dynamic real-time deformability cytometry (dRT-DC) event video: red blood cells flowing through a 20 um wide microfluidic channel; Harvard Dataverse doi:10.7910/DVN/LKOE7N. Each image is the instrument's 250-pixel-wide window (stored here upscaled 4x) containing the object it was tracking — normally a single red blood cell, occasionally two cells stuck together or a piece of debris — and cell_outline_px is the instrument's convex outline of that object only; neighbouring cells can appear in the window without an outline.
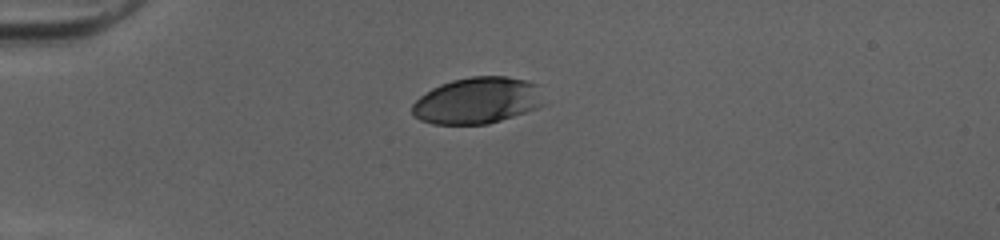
{"species": "human", "species_latin": "Homo sapiens", "temperature_condition": "cold", "stored_images_in_passage": 38, "camera_frame_rate_fps": 3000, "um_per_image_px": 0.085, "donor": {"sex": "female"}, "frame": {"image": 1, "passage_image": 1, "time_ms": 0.0, "image_size_px": [1000, 240], "cell_outline_px": [[548, 104], [488, 124], [432, 124], [420, 120], [412, 112], [412, 104], [420, 96], [432, 88], [440, 84], [452, 80], [472, 76], [504, 76], [524, 80], [536, 84]], "centroid_in_image_um": [40.59, 8.54], "position_along_channel_um": 44.4, "area_um2": 35.66}}
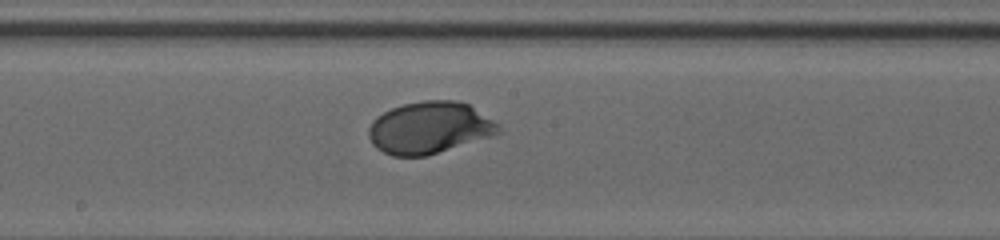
{"frame": {"image": 2, "passage_image": 16, "time_ms": 5.0, "image_size_px": [1000, 240], "cell_outline_px": [[500, 132], [488, 136], [424, 156], [392, 156], [376, 148], [372, 144], [368, 136], [368, 128], [372, 120], [376, 116], [392, 108], [404, 104], [424, 100], [456, 100], [468, 104], [500, 124]], "centroid_in_image_um": [36.45, 10.84], "position_along_channel_um": 211.8, "area_um2": 38.84}}
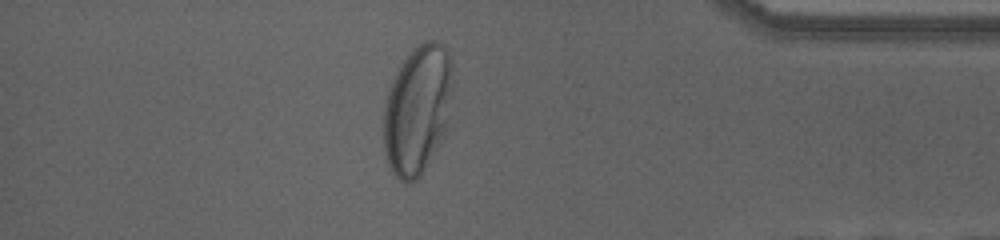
{"frame": {"image": 3, "passage_image": 32, "time_ms": 10.333, "image_size_px": [1000, 240], "cell_outline_px": [[452, 92], [444, 132], [436, 148], [420, 176], [416, 180], [408, 184], [400, 180], [392, 172], [388, 164], [384, 148], [384, 108], [388, 88], [392, 80], [404, 60], [424, 40], [436, 40], [444, 44], [452, 60]], "centroid_in_image_um": [35.48, 9.31], "position_along_channel_um": 399.7, "area_um2": 51.56}, "authors_computed_cell_mechanics": {"area_um2": 38.9572, "velocity_mm_per_s": 4.0168, "shape_relaxation_time_tau1_ms": 2.498, "shape_relaxation_time_tau2_ms": null, "deformation_change_tau1": 0.1544, "deformation_change_tau2": null}}